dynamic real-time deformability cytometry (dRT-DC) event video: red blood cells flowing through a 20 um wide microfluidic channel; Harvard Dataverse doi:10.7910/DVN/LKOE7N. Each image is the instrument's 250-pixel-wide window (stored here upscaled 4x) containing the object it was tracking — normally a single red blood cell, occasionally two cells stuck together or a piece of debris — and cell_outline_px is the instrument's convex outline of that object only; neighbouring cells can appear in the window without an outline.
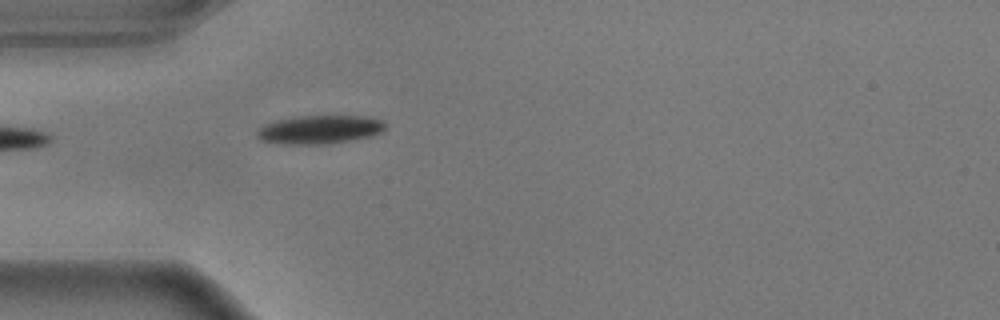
{"species": "common noctule bat (a hibernating species)", "species_latin": "Nyctalus noctula", "temperature_condition": "warm", "stored_images_in_passage": 23, "camera_frame_rate_fps": 3000, "um_per_image_px": 0.085, "animal": {"sex": "male", "body_mass_g": 17.9}, "frame": {"image": 1, "passage_image": 1, "time_ms": 0.0, "image_size_px": [1000, 320], "cell_outline_px": [[384, 128], [380, 132], [372, 136], [324, 144], [288, 144], [260, 140], [256, 136], [256, 132], [264, 124], [276, 120], [300, 116], [364, 116], [380, 120], [384, 124]], "centroid_in_image_um": [27.12, 11.01], "position_along_channel_um": 57.9, "area_um2": 20.98}}
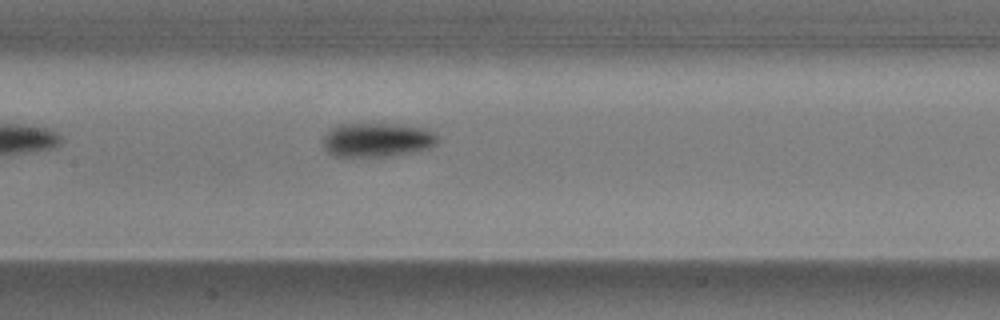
{"frame": {"image": 2, "passage_image": 11, "time_ms": 3.333, "image_size_px": [1000, 320], "cell_outline_px": [[436, 144], [428, 148], [412, 152], [392, 156], [352, 160], [332, 156], [324, 152], [324, 136], [336, 124], [396, 124], [428, 128], [436, 132]], "centroid_in_image_um": [31.99, 11.94], "position_along_channel_um": 175.4, "area_um2": 23.76}}
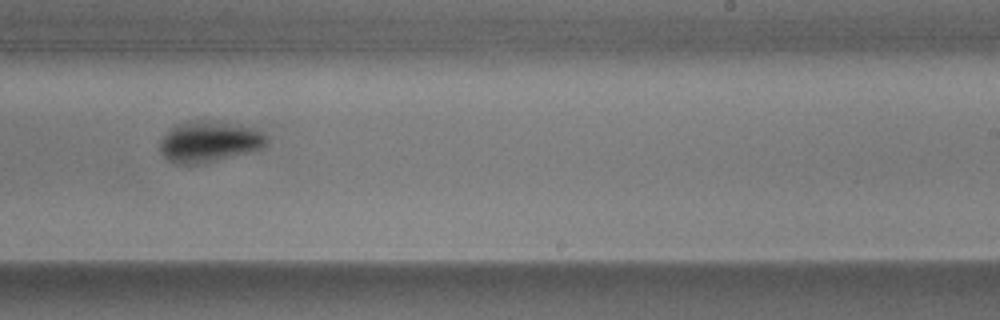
{"frame": {"image": 3, "passage_image": 19, "time_ms": 6.0, "image_size_px": [1000, 320], "cell_outline_px": [[268, 144], [264, 148], [216, 160], [192, 164], [176, 164], [168, 160], [160, 152], [160, 140], [172, 128], [184, 124], [200, 120], [252, 128], [268, 136]], "centroid_in_image_um": [17.79, 12.08], "position_along_channel_um": 271.2, "area_um2": 24.57}}